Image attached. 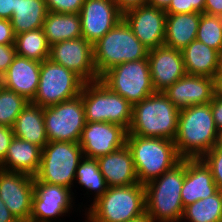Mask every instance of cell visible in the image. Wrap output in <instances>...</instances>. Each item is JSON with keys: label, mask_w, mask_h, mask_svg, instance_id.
I'll return each instance as SVG.
<instances>
[{"label": "cell", "mask_w": 222, "mask_h": 222, "mask_svg": "<svg viewBox=\"0 0 222 222\" xmlns=\"http://www.w3.org/2000/svg\"><path fill=\"white\" fill-rule=\"evenodd\" d=\"M217 135L210 103L180 110L174 144L182 159L202 158L215 147Z\"/></svg>", "instance_id": "obj_1"}, {"label": "cell", "mask_w": 222, "mask_h": 222, "mask_svg": "<svg viewBox=\"0 0 222 222\" xmlns=\"http://www.w3.org/2000/svg\"><path fill=\"white\" fill-rule=\"evenodd\" d=\"M179 112L163 92H155L132 105V120L127 135L174 141Z\"/></svg>", "instance_id": "obj_2"}, {"label": "cell", "mask_w": 222, "mask_h": 222, "mask_svg": "<svg viewBox=\"0 0 222 222\" xmlns=\"http://www.w3.org/2000/svg\"><path fill=\"white\" fill-rule=\"evenodd\" d=\"M185 159L145 186L146 212L154 222H181ZM184 222V221H182Z\"/></svg>", "instance_id": "obj_3"}, {"label": "cell", "mask_w": 222, "mask_h": 222, "mask_svg": "<svg viewBox=\"0 0 222 222\" xmlns=\"http://www.w3.org/2000/svg\"><path fill=\"white\" fill-rule=\"evenodd\" d=\"M126 145L134 161L138 182L143 185L182 160L174 141L169 139L127 135Z\"/></svg>", "instance_id": "obj_4"}, {"label": "cell", "mask_w": 222, "mask_h": 222, "mask_svg": "<svg viewBox=\"0 0 222 222\" xmlns=\"http://www.w3.org/2000/svg\"><path fill=\"white\" fill-rule=\"evenodd\" d=\"M88 206L84 211L85 222H127L146 212L145 186L136 183L108 187L102 196Z\"/></svg>", "instance_id": "obj_5"}, {"label": "cell", "mask_w": 222, "mask_h": 222, "mask_svg": "<svg viewBox=\"0 0 222 222\" xmlns=\"http://www.w3.org/2000/svg\"><path fill=\"white\" fill-rule=\"evenodd\" d=\"M148 53L149 49L133 34L123 18L93 44V61L99 77L118 64L145 59Z\"/></svg>", "instance_id": "obj_6"}, {"label": "cell", "mask_w": 222, "mask_h": 222, "mask_svg": "<svg viewBox=\"0 0 222 222\" xmlns=\"http://www.w3.org/2000/svg\"><path fill=\"white\" fill-rule=\"evenodd\" d=\"M86 122H109L127 131L132 120V105L100 80L85 82L81 93Z\"/></svg>", "instance_id": "obj_7"}, {"label": "cell", "mask_w": 222, "mask_h": 222, "mask_svg": "<svg viewBox=\"0 0 222 222\" xmlns=\"http://www.w3.org/2000/svg\"><path fill=\"white\" fill-rule=\"evenodd\" d=\"M83 157L79 142L49 141L42 148L41 164L35 178L39 182L71 189Z\"/></svg>", "instance_id": "obj_8"}, {"label": "cell", "mask_w": 222, "mask_h": 222, "mask_svg": "<svg viewBox=\"0 0 222 222\" xmlns=\"http://www.w3.org/2000/svg\"><path fill=\"white\" fill-rule=\"evenodd\" d=\"M99 80L131 105L155 93L148 58L118 64L103 73Z\"/></svg>", "instance_id": "obj_9"}, {"label": "cell", "mask_w": 222, "mask_h": 222, "mask_svg": "<svg viewBox=\"0 0 222 222\" xmlns=\"http://www.w3.org/2000/svg\"><path fill=\"white\" fill-rule=\"evenodd\" d=\"M84 83L74 71L45 59L41 62L39 84L32 103L45 108L73 99L80 95Z\"/></svg>", "instance_id": "obj_10"}, {"label": "cell", "mask_w": 222, "mask_h": 222, "mask_svg": "<svg viewBox=\"0 0 222 222\" xmlns=\"http://www.w3.org/2000/svg\"><path fill=\"white\" fill-rule=\"evenodd\" d=\"M48 141L79 142L85 126L81 95L43 108Z\"/></svg>", "instance_id": "obj_11"}, {"label": "cell", "mask_w": 222, "mask_h": 222, "mask_svg": "<svg viewBox=\"0 0 222 222\" xmlns=\"http://www.w3.org/2000/svg\"><path fill=\"white\" fill-rule=\"evenodd\" d=\"M71 191L72 189L60 185L39 182L34 177L30 216L32 222H55L56 218L58 220L60 216L63 217L70 212L74 204L72 197L74 193Z\"/></svg>", "instance_id": "obj_12"}, {"label": "cell", "mask_w": 222, "mask_h": 222, "mask_svg": "<svg viewBox=\"0 0 222 222\" xmlns=\"http://www.w3.org/2000/svg\"><path fill=\"white\" fill-rule=\"evenodd\" d=\"M49 59L79 75L85 82L99 80L93 61V45L84 37L50 46Z\"/></svg>", "instance_id": "obj_13"}, {"label": "cell", "mask_w": 222, "mask_h": 222, "mask_svg": "<svg viewBox=\"0 0 222 222\" xmlns=\"http://www.w3.org/2000/svg\"><path fill=\"white\" fill-rule=\"evenodd\" d=\"M166 15L165 10L144 4L124 11L123 19L150 50L164 45Z\"/></svg>", "instance_id": "obj_14"}, {"label": "cell", "mask_w": 222, "mask_h": 222, "mask_svg": "<svg viewBox=\"0 0 222 222\" xmlns=\"http://www.w3.org/2000/svg\"><path fill=\"white\" fill-rule=\"evenodd\" d=\"M127 130L109 122H86L79 145L83 155L97 159L122 148L126 144Z\"/></svg>", "instance_id": "obj_15"}, {"label": "cell", "mask_w": 222, "mask_h": 222, "mask_svg": "<svg viewBox=\"0 0 222 222\" xmlns=\"http://www.w3.org/2000/svg\"><path fill=\"white\" fill-rule=\"evenodd\" d=\"M79 16L82 37L93 45L123 18V12L113 0H85Z\"/></svg>", "instance_id": "obj_16"}, {"label": "cell", "mask_w": 222, "mask_h": 222, "mask_svg": "<svg viewBox=\"0 0 222 222\" xmlns=\"http://www.w3.org/2000/svg\"><path fill=\"white\" fill-rule=\"evenodd\" d=\"M34 177L0 169V198L16 219H30Z\"/></svg>", "instance_id": "obj_17"}, {"label": "cell", "mask_w": 222, "mask_h": 222, "mask_svg": "<svg viewBox=\"0 0 222 222\" xmlns=\"http://www.w3.org/2000/svg\"><path fill=\"white\" fill-rule=\"evenodd\" d=\"M147 58L155 92H164L186 75L181 50L163 45L150 49Z\"/></svg>", "instance_id": "obj_18"}, {"label": "cell", "mask_w": 222, "mask_h": 222, "mask_svg": "<svg viewBox=\"0 0 222 222\" xmlns=\"http://www.w3.org/2000/svg\"><path fill=\"white\" fill-rule=\"evenodd\" d=\"M163 93L179 110L208 104L214 97L213 78L186 74Z\"/></svg>", "instance_id": "obj_19"}, {"label": "cell", "mask_w": 222, "mask_h": 222, "mask_svg": "<svg viewBox=\"0 0 222 222\" xmlns=\"http://www.w3.org/2000/svg\"><path fill=\"white\" fill-rule=\"evenodd\" d=\"M218 191L210 168L201 158L185 159V178L181 192L184 207L215 195Z\"/></svg>", "instance_id": "obj_20"}, {"label": "cell", "mask_w": 222, "mask_h": 222, "mask_svg": "<svg viewBox=\"0 0 222 222\" xmlns=\"http://www.w3.org/2000/svg\"><path fill=\"white\" fill-rule=\"evenodd\" d=\"M40 66L39 61L16 55L3 75V87L32 102L39 84Z\"/></svg>", "instance_id": "obj_21"}, {"label": "cell", "mask_w": 222, "mask_h": 222, "mask_svg": "<svg viewBox=\"0 0 222 222\" xmlns=\"http://www.w3.org/2000/svg\"><path fill=\"white\" fill-rule=\"evenodd\" d=\"M97 161L108 187L139 183L134 161L126 144L114 152L98 157Z\"/></svg>", "instance_id": "obj_22"}, {"label": "cell", "mask_w": 222, "mask_h": 222, "mask_svg": "<svg viewBox=\"0 0 222 222\" xmlns=\"http://www.w3.org/2000/svg\"><path fill=\"white\" fill-rule=\"evenodd\" d=\"M41 153L42 148L38 145L14 137L0 169L35 177L40 168Z\"/></svg>", "instance_id": "obj_23"}, {"label": "cell", "mask_w": 222, "mask_h": 222, "mask_svg": "<svg viewBox=\"0 0 222 222\" xmlns=\"http://www.w3.org/2000/svg\"><path fill=\"white\" fill-rule=\"evenodd\" d=\"M201 14L199 12L167 14L164 45L182 50L196 40Z\"/></svg>", "instance_id": "obj_24"}, {"label": "cell", "mask_w": 222, "mask_h": 222, "mask_svg": "<svg viewBox=\"0 0 222 222\" xmlns=\"http://www.w3.org/2000/svg\"><path fill=\"white\" fill-rule=\"evenodd\" d=\"M14 137L43 148L49 141L46 135L43 108L29 102L13 126Z\"/></svg>", "instance_id": "obj_25"}, {"label": "cell", "mask_w": 222, "mask_h": 222, "mask_svg": "<svg viewBox=\"0 0 222 222\" xmlns=\"http://www.w3.org/2000/svg\"><path fill=\"white\" fill-rule=\"evenodd\" d=\"M187 75L211 77L216 73L219 51L193 40L181 50Z\"/></svg>", "instance_id": "obj_26"}, {"label": "cell", "mask_w": 222, "mask_h": 222, "mask_svg": "<svg viewBox=\"0 0 222 222\" xmlns=\"http://www.w3.org/2000/svg\"><path fill=\"white\" fill-rule=\"evenodd\" d=\"M42 29L50 46L82 37L81 19L76 13L47 12Z\"/></svg>", "instance_id": "obj_27"}, {"label": "cell", "mask_w": 222, "mask_h": 222, "mask_svg": "<svg viewBox=\"0 0 222 222\" xmlns=\"http://www.w3.org/2000/svg\"><path fill=\"white\" fill-rule=\"evenodd\" d=\"M47 12L45 0H14L11 24L15 35L42 28Z\"/></svg>", "instance_id": "obj_28"}, {"label": "cell", "mask_w": 222, "mask_h": 222, "mask_svg": "<svg viewBox=\"0 0 222 222\" xmlns=\"http://www.w3.org/2000/svg\"><path fill=\"white\" fill-rule=\"evenodd\" d=\"M222 222V190L184 207L181 221Z\"/></svg>", "instance_id": "obj_29"}, {"label": "cell", "mask_w": 222, "mask_h": 222, "mask_svg": "<svg viewBox=\"0 0 222 222\" xmlns=\"http://www.w3.org/2000/svg\"><path fill=\"white\" fill-rule=\"evenodd\" d=\"M16 55L39 62L49 58L50 45L43 29H35L16 35Z\"/></svg>", "instance_id": "obj_30"}, {"label": "cell", "mask_w": 222, "mask_h": 222, "mask_svg": "<svg viewBox=\"0 0 222 222\" xmlns=\"http://www.w3.org/2000/svg\"><path fill=\"white\" fill-rule=\"evenodd\" d=\"M75 180L89 192L94 191L93 201L102 196L108 189L106 180L99 169L97 159L83 157L76 169Z\"/></svg>", "instance_id": "obj_31"}, {"label": "cell", "mask_w": 222, "mask_h": 222, "mask_svg": "<svg viewBox=\"0 0 222 222\" xmlns=\"http://www.w3.org/2000/svg\"><path fill=\"white\" fill-rule=\"evenodd\" d=\"M28 103L25 97L3 87L0 90V125L13 128L17 117Z\"/></svg>", "instance_id": "obj_32"}, {"label": "cell", "mask_w": 222, "mask_h": 222, "mask_svg": "<svg viewBox=\"0 0 222 222\" xmlns=\"http://www.w3.org/2000/svg\"><path fill=\"white\" fill-rule=\"evenodd\" d=\"M196 39L219 52L222 51V24L219 16L202 13Z\"/></svg>", "instance_id": "obj_33"}, {"label": "cell", "mask_w": 222, "mask_h": 222, "mask_svg": "<svg viewBox=\"0 0 222 222\" xmlns=\"http://www.w3.org/2000/svg\"><path fill=\"white\" fill-rule=\"evenodd\" d=\"M210 168L215 184L222 190V151L213 147L201 158Z\"/></svg>", "instance_id": "obj_34"}, {"label": "cell", "mask_w": 222, "mask_h": 222, "mask_svg": "<svg viewBox=\"0 0 222 222\" xmlns=\"http://www.w3.org/2000/svg\"><path fill=\"white\" fill-rule=\"evenodd\" d=\"M85 0H45L48 12L79 14Z\"/></svg>", "instance_id": "obj_35"}, {"label": "cell", "mask_w": 222, "mask_h": 222, "mask_svg": "<svg viewBox=\"0 0 222 222\" xmlns=\"http://www.w3.org/2000/svg\"><path fill=\"white\" fill-rule=\"evenodd\" d=\"M16 56L15 44L2 45L0 44V75H4L8 70V67L13 62Z\"/></svg>", "instance_id": "obj_36"}, {"label": "cell", "mask_w": 222, "mask_h": 222, "mask_svg": "<svg viewBox=\"0 0 222 222\" xmlns=\"http://www.w3.org/2000/svg\"><path fill=\"white\" fill-rule=\"evenodd\" d=\"M16 35L14 33L11 20L0 18V44L13 45L15 44Z\"/></svg>", "instance_id": "obj_37"}, {"label": "cell", "mask_w": 222, "mask_h": 222, "mask_svg": "<svg viewBox=\"0 0 222 222\" xmlns=\"http://www.w3.org/2000/svg\"><path fill=\"white\" fill-rule=\"evenodd\" d=\"M13 138V128L0 125V163L7 155L8 148Z\"/></svg>", "instance_id": "obj_38"}, {"label": "cell", "mask_w": 222, "mask_h": 222, "mask_svg": "<svg viewBox=\"0 0 222 222\" xmlns=\"http://www.w3.org/2000/svg\"><path fill=\"white\" fill-rule=\"evenodd\" d=\"M166 14L194 13L197 12L193 7H188V0H172Z\"/></svg>", "instance_id": "obj_39"}, {"label": "cell", "mask_w": 222, "mask_h": 222, "mask_svg": "<svg viewBox=\"0 0 222 222\" xmlns=\"http://www.w3.org/2000/svg\"><path fill=\"white\" fill-rule=\"evenodd\" d=\"M210 108L213 114V119L218 131L222 130V99L213 97L210 102Z\"/></svg>", "instance_id": "obj_40"}, {"label": "cell", "mask_w": 222, "mask_h": 222, "mask_svg": "<svg viewBox=\"0 0 222 222\" xmlns=\"http://www.w3.org/2000/svg\"><path fill=\"white\" fill-rule=\"evenodd\" d=\"M204 13L219 16L222 13V0H206Z\"/></svg>", "instance_id": "obj_41"}, {"label": "cell", "mask_w": 222, "mask_h": 222, "mask_svg": "<svg viewBox=\"0 0 222 222\" xmlns=\"http://www.w3.org/2000/svg\"><path fill=\"white\" fill-rule=\"evenodd\" d=\"M14 0H0V18L11 20Z\"/></svg>", "instance_id": "obj_42"}, {"label": "cell", "mask_w": 222, "mask_h": 222, "mask_svg": "<svg viewBox=\"0 0 222 222\" xmlns=\"http://www.w3.org/2000/svg\"><path fill=\"white\" fill-rule=\"evenodd\" d=\"M118 8L124 12L130 8L147 4L148 0H113Z\"/></svg>", "instance_id": "obj_43"}, {"label": "cell", "mask_w": 222, "mask_h": 222, "mask_svg": "<svg viewBox=\"0 0 222 222\" xmlns=\"http://www.w3.org/2000/svg\"><path fill=\"white\" fill-rule=\"evenodd\" d=\"M17 219L0 198V222H15Z\"/></svg>", "instance_id": "obj_44"}, {"label": "cell", "mask_w": 222, "mask_h": 222, "mask_svg": "<svg viewBox=\"0 0 222 222\" xmlns=\"http://www.w3.org/2000/svg\"><path fill=\"white\" fill-rule=\"evenodd\" d=\"M214 97L222 99V77H213Z\"/></svg>", "instance_id": "obj_45"}, {"label": "cell", "mask_w": 222, "mask_h": 222, "mask_svg": "<svg viewBox=\"0 0 222 222\" xmlns=\"http://www.w3.org/2000/svg\"><path fill=\"white\" fill-rule=\"evenodd\" d=\"M172 0H148L147 4L158 9L166 10Z\"/></svg>", "instance_id": "obj_46"}, {"label": "cell", "mask_w": 222, "mask_h": 222, "mask_svg": "<svg viewBox=\"0 0 222 222\" xmlns=\"http://www.w3.org/2000/svg\"><path fill=\"white\" fill-rule=\"evenodd\" d=\"M206 0H188V7H193L197 12L204 13Z\"/></svg>", "instance_id": "obj_47"}, {"label": "cell", "mask_w": 222, "mask_h": 222, "mask_svg": "<svg viewBox=\"0 0 222 222\" xmlns=\"http://www.w3.org/2000/svg\"><path fill=\"white\" fill-rule=\"evenodd\" d=\"M127 222H154V220L148 215L147 212L143 213L142 215L133 218Z\"/></svg>", "instance_id": "obj_48"}, {"label": "cell", "mask_w": 222, "mask_h": 222, "mask_svg": "<svg viewBox=\"0 0 222 222\" xmlns=\"http://www.w3.org/2000/svg\"><path fill=\"white\" fill-rule=\"evenodd\" d=\"M213 77H222V51L219 53L217 70Z\"/></svg>", "instance_id": "obj_49"}, {"label": "cell", "mask_w": 222, "mask_h": 222, "mask_svg": "<svg viewBox=\"0 0 222 222\" xmlns=\"http://www.w3.org/2000/svg\"><path fill=\"white\" fill-rule=\"evenodd\" d=\"M215 147L222 151V130L218 131L217 142Z\"/></svg>", "instance_id": "obj_50"}, {"label": "cell", "mask_w": 222, "mask_h": 222, "mask_svg": "<svg viewBox=\"0 0 222 222\" xmlns=\"http://www.w3.org/2000/svg\"><path fill=\"white\" fill-rule=\"evenodd\" d=\"M15 222H32L31 219H17Z\"/></svg>", "instance_id": "obj_51"}, {"label": "cell", "mask_w": 222, "mask_h": 222, "mask_svg": "<svg viewBox=\"0 0 222 222\" xmlns=\"http://www.w3.org/2000/svg\"><path fill=\"white\" fill-rule=\"evenodd\" d=\"M3 88V76L0 75V90Z\"/></svg>", "instance_id": "obj_52"}, {"label": "cell", "mask_w": 222, "mask_h": 222, "mask_svg": "<svg viewBox=\"0 0 222 222\" xmlns=\"http://www.w3.org/2000/svg\"><path fill=\"white\" fill-rule=\"evenodd\" d=\"M219 18H220L221 24H222V13L219 15Z\"/></svg>", "instance_id": "obj_53"}]
</instances>
